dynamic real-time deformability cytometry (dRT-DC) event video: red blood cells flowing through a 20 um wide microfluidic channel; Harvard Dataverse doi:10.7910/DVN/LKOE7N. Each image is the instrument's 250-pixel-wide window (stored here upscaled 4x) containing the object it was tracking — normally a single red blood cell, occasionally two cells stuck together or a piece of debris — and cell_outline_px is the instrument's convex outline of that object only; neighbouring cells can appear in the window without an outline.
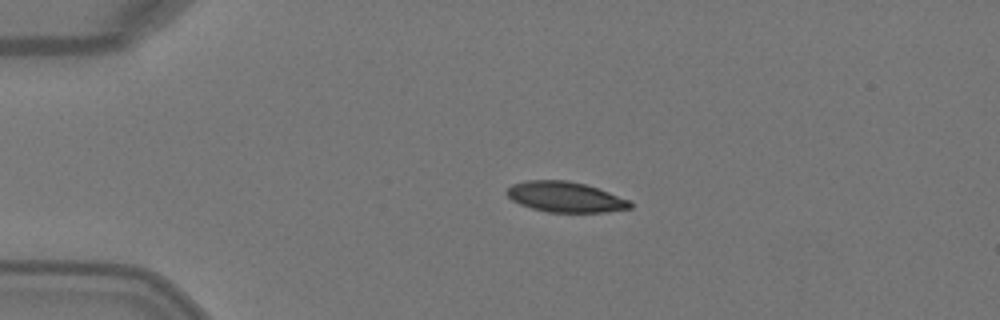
{"species": "Egyptian fruit bat (a non-hibernating species)", "species_latin": "Rousettus aegyptiacus", "temperature_condition": "warm", "stored_images_in_passage": 4, "camera_frame_rate_fps": 3000, "um_per_image_px": 0.085, "animal": {"sex": "female"}, "frame": {"image": 1, "passage_image": 4, "time_ms": 1.0, "image_size_px": [1000, 320], "cell_outline_px": [[632, 208], [608, 212], [548, 212], [532, 208], [520, 204], [512, 200], [504, 192], [512, 184], [528, 180], [568, 180], [584, 184], [632, 200]], "centroid_in_image_um": [48.06, 16.74], "position_along_channel_um": 36.9, "area_um2": 21.91}}